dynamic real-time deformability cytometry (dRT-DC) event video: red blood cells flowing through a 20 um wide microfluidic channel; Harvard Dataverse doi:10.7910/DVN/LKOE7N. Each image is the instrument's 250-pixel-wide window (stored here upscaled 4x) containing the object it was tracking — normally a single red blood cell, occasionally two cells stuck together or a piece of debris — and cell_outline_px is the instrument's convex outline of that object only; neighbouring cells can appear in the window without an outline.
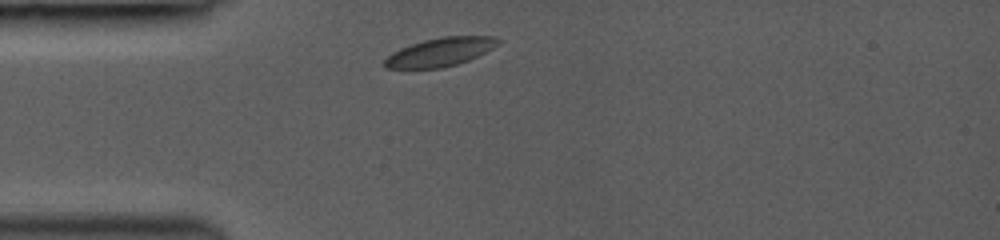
{"species": "common noctule bat (a hibernating species)", "species_latin": "Nyctalus noctula", "temperature_condition": "room temperature", "stored_images_in_passage": 6, "camera_frame_rate_fps": 3000, "um_per_image_px": 0.085, "animal": {"sex": "female", "body_mass_g": 19.0, "forearm_length_mm": 53.3}, "frame": {"image": 1, "passage_image": 1, "time_ms": 0.0, "image_size_px": [1000, 240], "cell_outline_px": [[500, 44], [468, 60], [456, 64], [440, 68], [384, 68], [380, 64], [392, 52], [400, 48], [424, 40], [440, 36], [496, 36], [500, 40]], "centroid_in_image_um": [37.39, 4.41], "position_along_channel_um": 47.6, "area_um2": 18.84}}
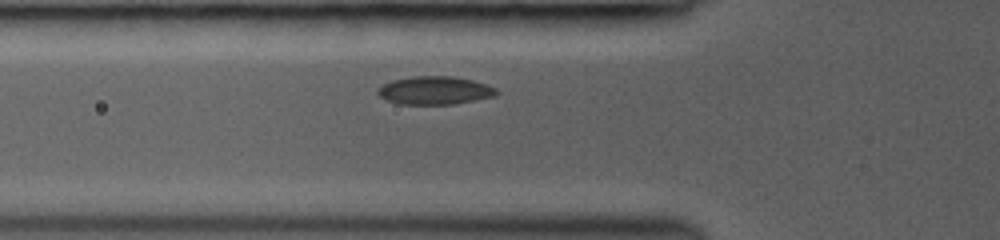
{"frame": {"image": 2, "passage_image": 6, "time_ms": 1.333, "image_size_px": [1000, 240], "cell_outline_px": [[500, 92], [496, 96], [452, 104], [400, 104], [388, 100], [380, 96], [376, 92], [376, 88], [392, 80], [412, 76], [452, 76], [472, 80], [496, 88]], "centroid_in_image_um": [36.95, 7.68], "position_along_channel_um": 88.9, "area_um2": 19.42}}